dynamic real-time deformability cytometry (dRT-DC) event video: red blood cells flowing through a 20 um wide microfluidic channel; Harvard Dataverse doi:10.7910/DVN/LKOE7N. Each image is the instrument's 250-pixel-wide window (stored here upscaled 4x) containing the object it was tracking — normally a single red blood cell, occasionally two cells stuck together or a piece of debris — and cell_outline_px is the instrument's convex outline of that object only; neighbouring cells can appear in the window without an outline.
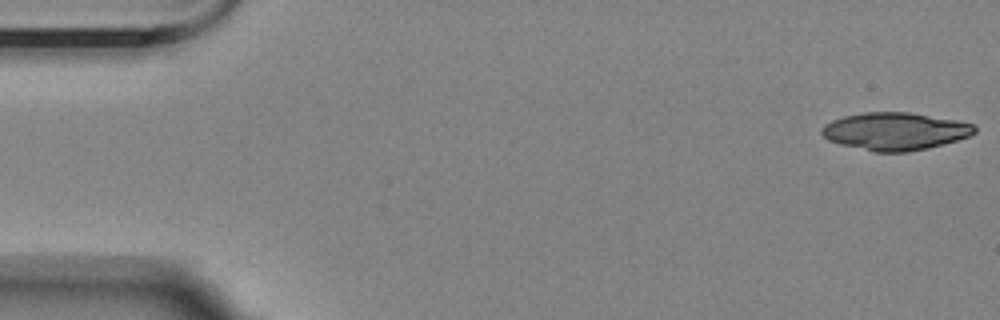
{"species": "Egyptian fruit bat (a non-hibernating species)", "species_latin": "Rousettus aegyptiacus", "temperature_condition": "room temperature", "stored_images_in_passage": 15, "camera_frame_rate_fps": 3000, "um_per_image_px": 0.085, "animal": {"sex": "female"}, "frame": {"image": 1, "passage_image": 1, "time_ms": 0.0, "image_size_px": [1000, 320], "cell_outline_px": [[976, 132], [968, 136], [956, 140], [928, 148], [908, 152], [872, 152], [840, 144], [828, 140], [820, 132], [820, 128], [824, 124], [832, 120], [844, 116], [864, 112], [908, 112], [956, 120], [976, 124]], "centroid_in_image_um": [76.05, 11.16], "position_along_channel_um": 8.9, "area_um2": 33.58}}